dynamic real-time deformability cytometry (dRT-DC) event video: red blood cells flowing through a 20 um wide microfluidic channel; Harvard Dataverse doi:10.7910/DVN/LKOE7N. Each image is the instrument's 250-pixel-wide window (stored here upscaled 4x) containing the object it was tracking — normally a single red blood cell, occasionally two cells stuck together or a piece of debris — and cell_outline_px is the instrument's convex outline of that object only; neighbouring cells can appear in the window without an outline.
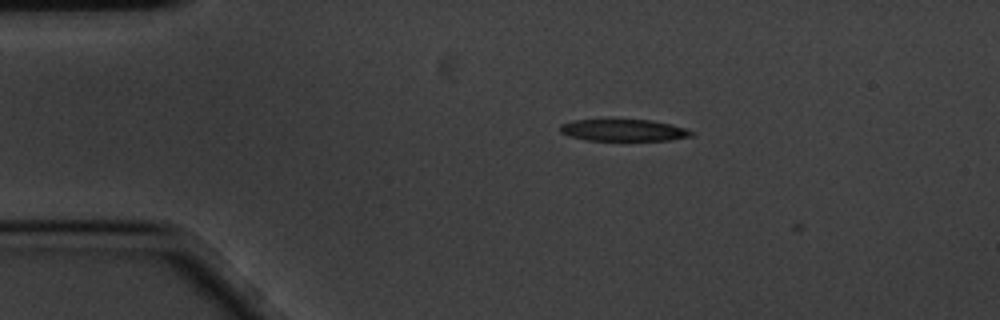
{"species": "common noctule bat (a hibernating species)", "species_latin": "Nyctalus noctula", "temperature_condition": "cold", "stored_images_in_passage": 4, "camera_frame_rate_fps": 3000, "um_per_image_px": 0.085, "animal": {"sex": "male", "body_mass_g": 20.1, "forearm_length_mm": 53.5}, "frame": {"image": 1, "passage_image": 2, "time_ms": 0.333, "image_size_px": [1000, 320], "cell_outline_px": [[692, 136], [668, 140], [584, 140], [568, 136], [560, 132], [560, 124], [572, 120], [652, 120], [672, 124], [684, 128], [692, 132]], "centroid_in_image_um": [52.95, 11.07], "position_along_channel_um": 32.0, "area_um2": 16.59}}